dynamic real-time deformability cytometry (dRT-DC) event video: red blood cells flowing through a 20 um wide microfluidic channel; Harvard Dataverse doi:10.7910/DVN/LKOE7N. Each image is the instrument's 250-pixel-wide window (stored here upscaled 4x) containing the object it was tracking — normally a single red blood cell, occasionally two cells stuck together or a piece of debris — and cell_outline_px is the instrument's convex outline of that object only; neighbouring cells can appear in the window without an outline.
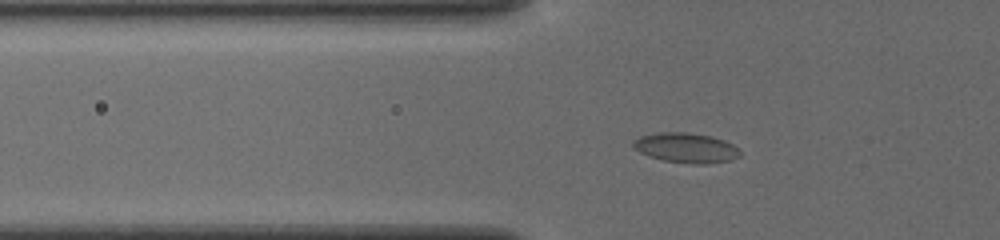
{"species": "common noctule bat (a hibernating species)", "species_latin": "Nyctalus noctula", "temperature_condition": "cold", "stored_images_in_passage": 49, "camera_frame_rate_fps": 3000, "um_per_image_px": 0.085, "animal": {"sex": "female", "body_mass_g": 19.5, "forearm_length_mm": 54.1}, "frame": {"image": 1, "passage_image": 14, "time_ms": 4.333, "image_size_px": [1000, 240], "cell_outline_px": [[740, 156], [728, 160], [708, 164], [692, 164], [664, 160], [648, 156], [632, 148], [632, 140], [640, 136], [656, 132], [688, 132], [712, 136], [724, 140], [732, 144], [740, 152]], "centroid_in_image_um": [58.26, 12.55], "position_along_channel_um": 67.5, "area_um2": 18.73}}
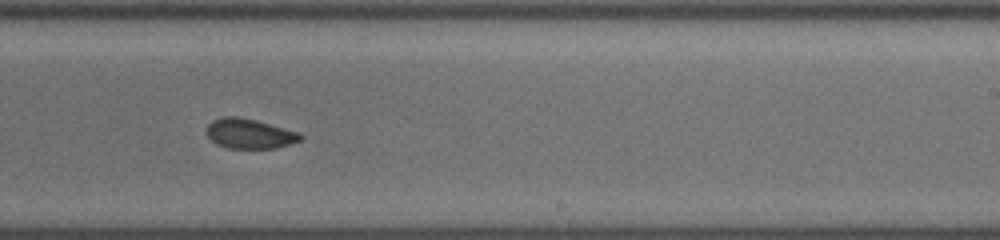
{"frame": {"image": 2, "passage_image": 30, "time_ms": 9.667, "image_size_px": [1000, 240], "cell_outline_px": [[304, 136], [300, 140], [276, 148], [228, 148], [216, 144], [208, 136], [208, 124], [212, 120], [224, 116], [240, 116], [256, 120], [300, 132]], "centroid_in_image_um": [21.22, 11.35], "position_along_channel_um": 267.8, "area_um2": 16.3}}
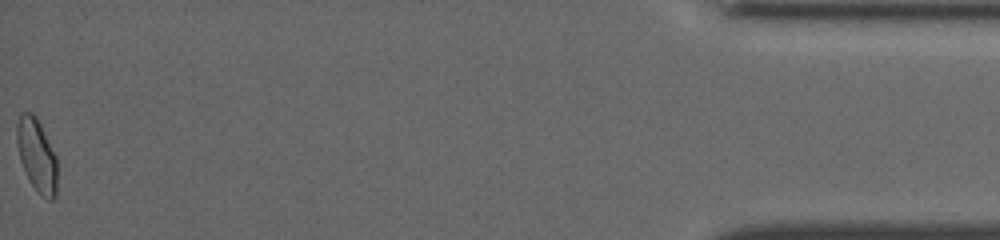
{"frame": {"image": 3, "passage_image": 49, "time_ms": 16.0, "image_size_px": [1000, 240], "cell_outline_px": [[56, 196], [52, 200], [48, 200], [40, 196], [36, 192], [20, 160], [16, 140], [16, 124], [20, 112], [32, 112], [36, 116], [56, 156]], "centroid_in_image_um": [3.11, 13.19], "position_along_channel_um": 432.1, "area_um2": 17.17}, "authors_computed_cell_mechanics": {"area_um2": 17.1088, "velocity_mm_per_s": 3.8629, "shape_relaxation_time_tau1_ms": null, "shape_relaxation_time_tau2_ms": 3.3091, "deformation_change_tau1": null, "deformation_change_tau2": 0.0697}}